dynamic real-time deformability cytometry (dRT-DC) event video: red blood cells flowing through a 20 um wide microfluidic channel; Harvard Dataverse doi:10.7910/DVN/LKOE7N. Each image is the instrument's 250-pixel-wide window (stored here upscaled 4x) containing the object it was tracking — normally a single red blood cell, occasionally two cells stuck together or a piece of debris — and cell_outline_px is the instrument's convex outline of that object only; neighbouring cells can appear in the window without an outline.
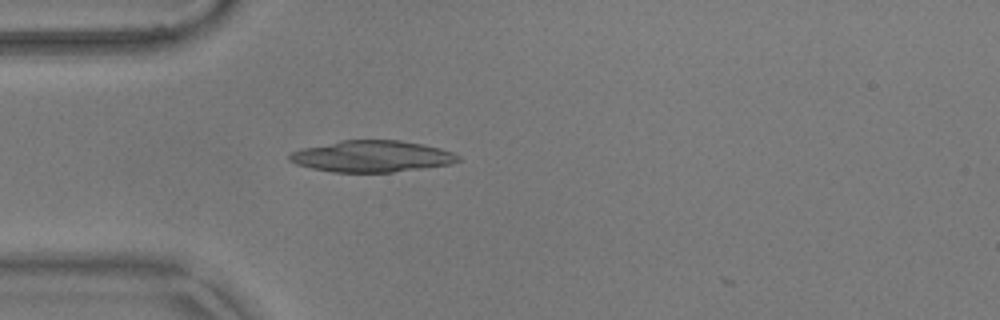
{"species": "common noctule bat (a hibernating species)", "species_latin": "Nyctalus noctula", "temperature_condition": "warm", "stored_images_in_passage": 37, "camera_frame_rate_fps": 3000, "um_per_image_px": 0.085, "animal": {"sex": "male", "body_mass_g": 17.9}, "frame": {"image": 1, "passage_image": 1, "time_ms": 0.0, "image_size_px": [1000, 320], "cell_outline_px": [[460, 160], [452, 164], [392, 172], [332, 172], [312, 168], [296, 164], [288, 160], [288, 156], [292, 152], [300, 148], [344, 140], [400, 140], [424, 144], [440, 148], [452, 152], [460, 156]], "centroid_in_image_um": [31.61, 13.28], "position_along_channel_um": 53.4, "area_um2": 30.92}}
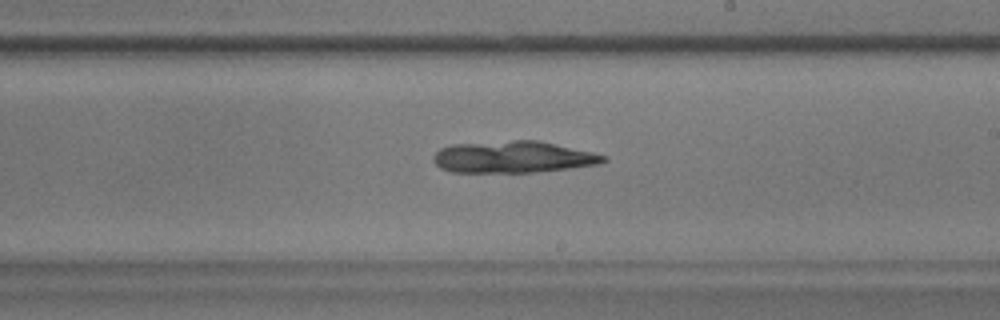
{"frame": {"image": 2, "passage_image": 17, "time_ms": 5.333, "image_size_px": [1000, 320], "cell_outline_px": [[608, 160], [600, 164], [568, 168], [532, 172], [452, 172], [440, 168], [432, 160], [432, 156], [440, 148], [452, 144], [512, 140], [540, 140], [592, 152], [608, 156]], "centroid_in_image_um": [43.61, 13.34], "position_along_channel_um": 245.4, "area_um2": 31.62}}
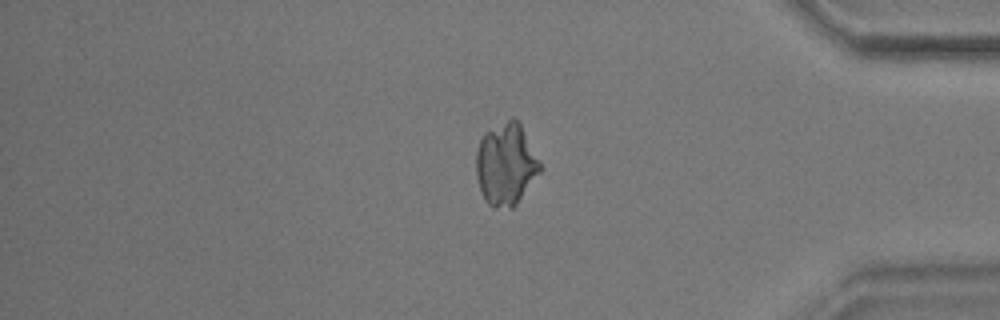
{"frame": {"image": 3, "passage_image": 31, "time_ms": 10.0, "image_size_px": [1000, 320], "cell_outline_px": [[540, 172], [516, 204], [512, 208], [492, 208], [484, 200], [476, 176], [476, 152], [480, 140], [484, 132], [512, 116], [520, 124], [540, 160]], "centroid_in_image_um": [42.98, 13.96], "position_along_channel_um": 392.2, "area_um2": 30.58}}